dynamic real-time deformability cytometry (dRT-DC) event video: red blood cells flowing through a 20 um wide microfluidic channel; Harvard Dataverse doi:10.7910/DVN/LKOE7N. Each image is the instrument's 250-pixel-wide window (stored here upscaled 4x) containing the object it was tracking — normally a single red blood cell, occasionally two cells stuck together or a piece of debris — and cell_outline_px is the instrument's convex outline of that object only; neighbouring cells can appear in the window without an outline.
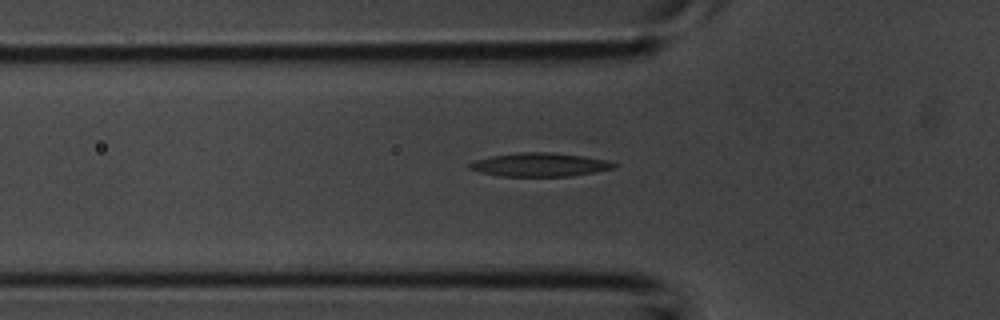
{"species": "common noctule bat (a hibernating species)", "species_latin": "Nyctalus noctula", "temperature_condition": "room temperature", "stored_images_in_passage": 26, "camera_frame_rate_fps": 3000, "um_per_image_px": 0.085, "animal": {"sex": "male", "body_mass_g": 20.1, "forearm_length_mm": 53.5}, "frame": {"image": 1, "passage_image": 4, "time_ms": 1.0, "image_size_px": [1000, 320], "cell_outline_px": [[616, 168], [572, 176], [500, 176], [480, 172], [468, 168], [468, 164], [476, 160], [492, 156], [516, 152], [552, 152], [608, 160], [616, 164]], "centroid_in_image_um": [45.88, 14.0], "position_along_channel_um": 79.9, "area_um2": 19.77}}
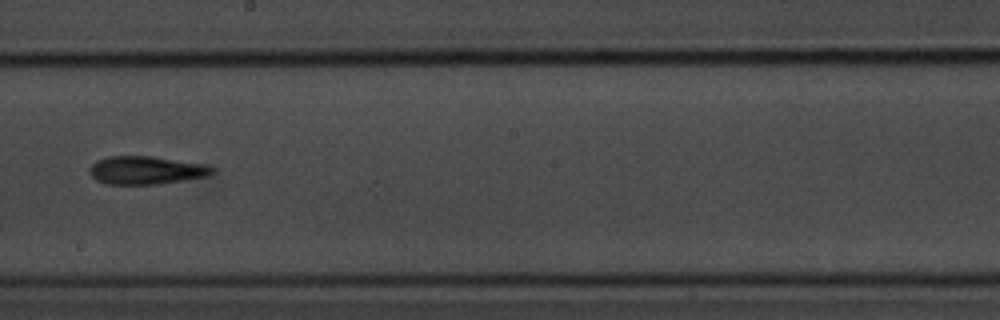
{"frame": {"image": 2, "passage_image": 14, "time_ms": 4.333, "image_size_px": [1000, 320], "cell_outline_px": [[212, 172], [208, 176], [184, 180], [156, 184], [104, 184], [96, 180], [88, 172], [88, 168], [96, 160], [108, 156], [152, 156], [208, 164], [212, 168]], "centroid_in_image_um": [12.38, 14.46], "position_along_channel_um": 235.8, "area_um2": 20.23}}
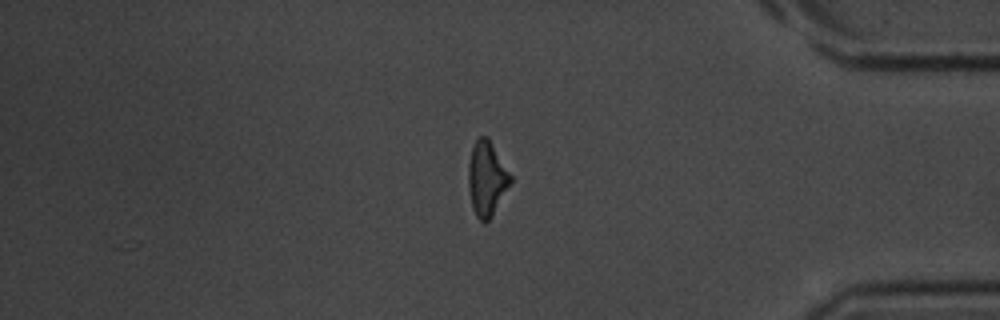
{"frame": {"image": 3, "passage_image": 26, "time_ms": 8.333, "image_size_px": [1000, 320], "cell_outline_px": [[512, 184], [492, 216], [484, 224], [476, 216], [472, 208], [468, 188], [468, 164], [472, 144], [476, 136], [488, 136], [512, 176]], "centroid_in_image_um": [41.37, 15.16], "position_along_channel_um": 393.8, "area_um2": 18.84}}